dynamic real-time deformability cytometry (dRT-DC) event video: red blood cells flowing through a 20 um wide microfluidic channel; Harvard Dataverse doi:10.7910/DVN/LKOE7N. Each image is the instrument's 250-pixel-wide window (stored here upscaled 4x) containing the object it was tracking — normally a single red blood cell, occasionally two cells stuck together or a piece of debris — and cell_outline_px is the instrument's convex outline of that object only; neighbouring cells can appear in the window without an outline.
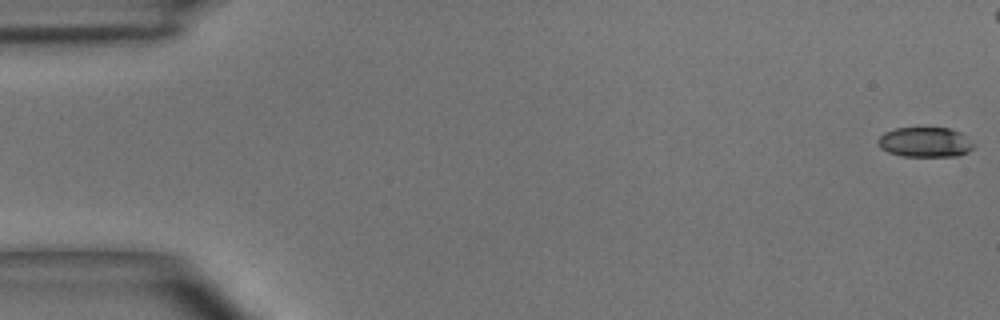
{"species": "common noctule bat (a hibernating species)", "species_latin": "Nyctalus noctula", "temperature_condition": "room temperature", "stored_images_in_passage": 10, "camera_frame_rate_fps": 3000, "um_per_image_px": 0.085, "animal": {"sex": "male", "body_mass_g": 15.6}, "frame": {"image": 1, "passage_image": 1, "time_ms": 0.0, "image_size_px": [1000, 320], "cell_outline_px": [[976, 144], [968, 152], [960, 156], [904, 156], [888, 152], [880, 148], [876, 140], [884, 132], [896, 128], [948, 128], [960, 132]], "centroid_in_image_um": [78.64, 12.09], "position_along_channel_um": 6.4, "area_um2": 16.76}}